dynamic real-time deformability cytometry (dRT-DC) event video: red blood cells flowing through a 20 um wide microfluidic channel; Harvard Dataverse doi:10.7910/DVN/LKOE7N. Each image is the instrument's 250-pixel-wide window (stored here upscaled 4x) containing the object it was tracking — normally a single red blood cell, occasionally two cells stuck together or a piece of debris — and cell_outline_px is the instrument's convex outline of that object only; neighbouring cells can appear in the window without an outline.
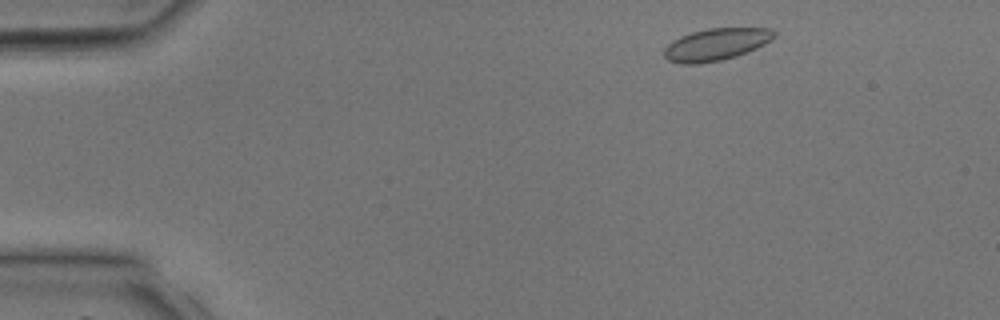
{"species": "common noctule bat (a hibernating species)", "species_latin": "Nyctalus noctula", "temperature_condition": "room temperature", "stored_images_in_passage": 4, "camera_frame_rate_fps": 3000, "um_per_image_px": 0.085, "animal": {"sex": "male", "body_mass_g": 17.9, "forearm_length_mm": 54.2}, "frame": {"image": 1, "passage_image": 2, "time_ms": 0.333, "image_size_px": [1000, 320], "cell_outline_px": [[776, 36], [772, 40], [756, 48], [736, 56], [720, 60], [696, 64], [680, 64], [668, 60], [664, 56], [664, 48], [672, 40], [680, 36], [692, 32], [708, 28], [772, 28], [776, 32]], "centroid_in_image_um": [60.86, 3.77], "position_along_channel_um": 24.1, "area_um2": 20.63}}